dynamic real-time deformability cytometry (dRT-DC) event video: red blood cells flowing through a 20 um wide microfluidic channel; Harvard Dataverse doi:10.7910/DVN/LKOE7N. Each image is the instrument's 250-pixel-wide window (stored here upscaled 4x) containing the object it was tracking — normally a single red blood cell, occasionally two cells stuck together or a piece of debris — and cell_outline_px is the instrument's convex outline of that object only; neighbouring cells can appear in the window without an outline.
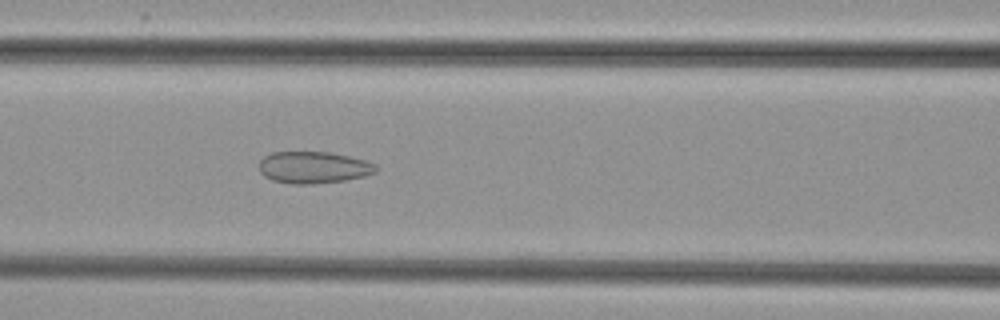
{"species": "common noctule bat (a hibernating species)", "species_latin": "Nyctalus noctula", "temperature_condition": "cold", "stored_images_in_passage": 49, "camera_frame_rate_fps": 3000, "um_per_image_px": 0.085, "animal": {"sex": "female", "body_mass_g": 29.2, "forearm_length_mm": 56.3}, "frame": {"image": 1, "passage_image": 19, "time_ms": 6.0, "image_size_px": [1000, 320], "cell_outline_px": [[376, 172], [364, 176], [344, 180], [312, 184], [292, 184], [272, 180], [264, 176], [260, 172], [260, 160], [264, 156], [272, 152], [332, 152], [364, 160], [376, 164]], "centroid_in_image_um": [26.63, 14.23], "position_along_channel_um": 140.0, "area_um2": 21.62}}
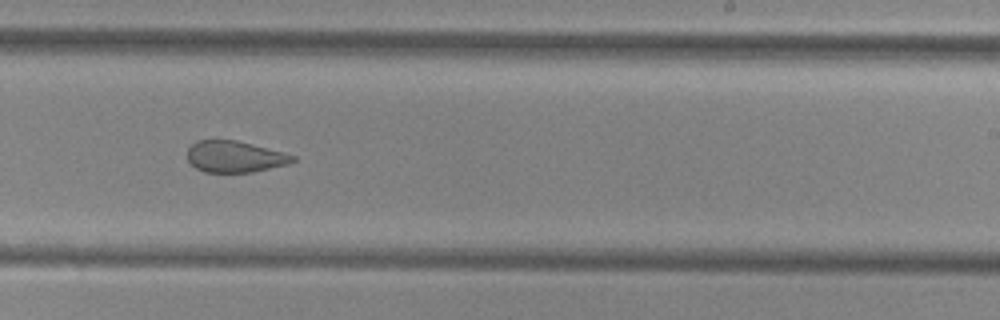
{"frame": {"image": 2, "passage_image": 29, "time_ms": 9.333, "image_size_px": [1000, 320], "cell_outline_px": [[296, 160], [288, 164], [252, 172], [204, 172], [196, 168], [188, 160], [188, 148], [196, 140], [236, 140], [284, 152], [296, 156]], "centroid_in_image_um": [19.97, 13.31], "position_along_channel_um": 269.0, "area_um2": 19.25}}
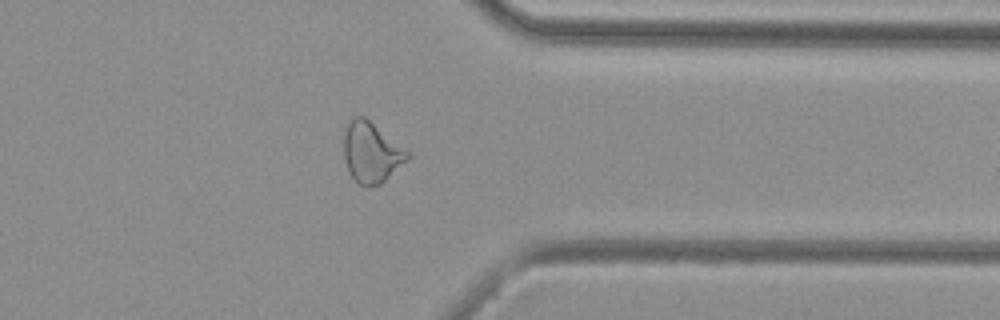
{"frame": {"image": 3, "passage_image": 38, "time_ms": 12.333, "image_size_px": [1000, 320], "cell_outline_px": [[408, 160], [380, 184], [368, 188], [360, 184], [348, 172], [344, 160], [344, 132], [348, 120], [352, 116], [364, 116], [408, 152]], "centroid_in_image_um": [31.51, 12.96], "position_along_channel_um": 379.9, "area_um2": 22.2}}